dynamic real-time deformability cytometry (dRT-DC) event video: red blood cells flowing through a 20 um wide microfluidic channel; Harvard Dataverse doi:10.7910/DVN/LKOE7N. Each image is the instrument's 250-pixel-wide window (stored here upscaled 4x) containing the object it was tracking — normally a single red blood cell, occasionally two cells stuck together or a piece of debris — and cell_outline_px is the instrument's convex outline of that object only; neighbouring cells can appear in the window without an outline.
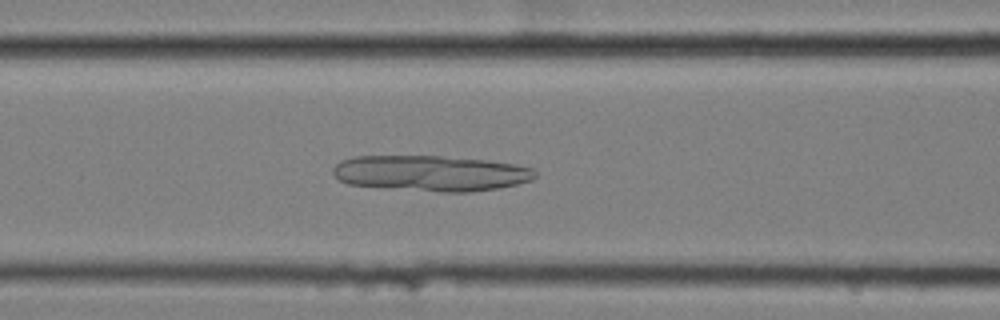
{"species": "common noctule bat (a hibernating species)", "species_latin": "Nyctalus noctula", "temperature_condition": "cold", "stored_images_in_passage": 58, "camera_frame_rate_fps": 3000, "um_per_image_px": 0.085, "animal": {"sex": "female", "body_mass_g": 25.1}, "frame": {"image": 1, "passage_image": 24, "time_ms": 7.667, "image_size_px": [1000, 320], "cell_outline_px": [[536, 176], [532, 180], [500, 188], [472, 192], [440, 192], [384, 188], [348, 184], [340, 180], [332, 172], [332, 168], [340, 160], [356, 156], [440, 156], [484, 160], [516, 164], [532, 168], [536, 172]], "centroid_in_image_um": [36.61, 14.73], "position_along_channel_um": 130.0, "area_um2": 42.25}}
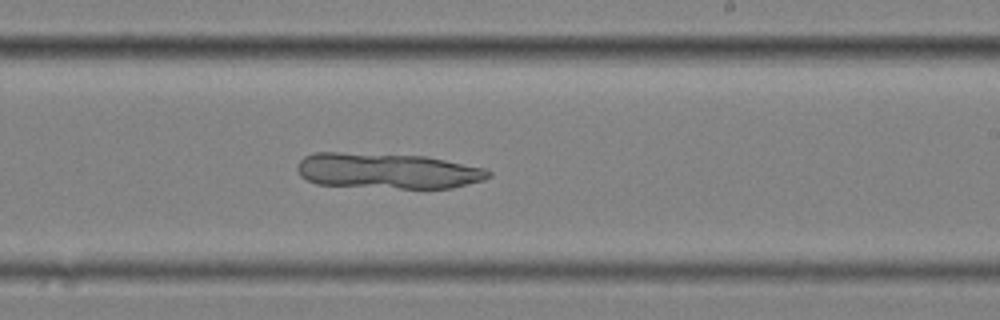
{"frame": {"image": 2, "passage_image": 35, "time_ms": 11.333, "image_size_px": [1000, 320], "cell_outline_px": [[492, 176], [484, 180], [452, 188], [400, 188], [316, 184], [300, 176], [296, 168], [300, 160], [304, 156], [316, 152], [340, 152], [424, 156], [484, 168], [492, 172]], "centroid_in_image_um": [32.92, 14.52], "position_along_channel_um": 256.1, "area_um2": 39.59}}
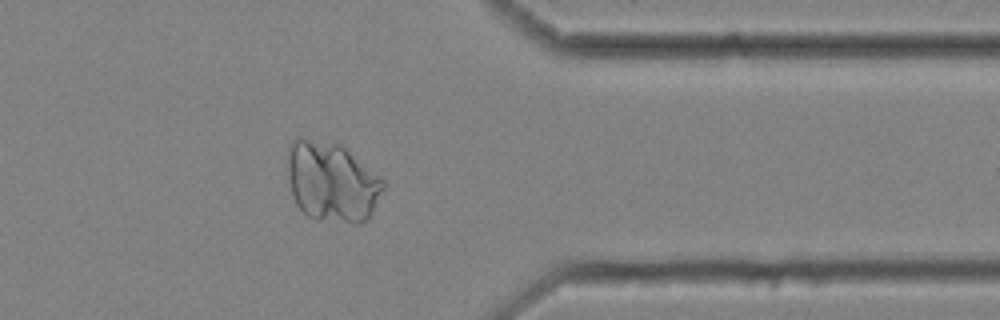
{"frame": {"image": 3, "passage_image": 47, "time_ms": 15.333, "image_size_px": [1000, 320], "cell_outline_px": [[384, 188], [368, 220], [360, 224], [352, 224], [316, 220], [308, 216], [296, 204], [292, 196], [284, 164], [288, 144], [296, 136], [300, 136], [340, 144], [380, 176], [384, 180]], "centroid_in_image_um": [28.14, 15.44], "position_along_channel_um": 383.3, "area_um2": 45.78}}